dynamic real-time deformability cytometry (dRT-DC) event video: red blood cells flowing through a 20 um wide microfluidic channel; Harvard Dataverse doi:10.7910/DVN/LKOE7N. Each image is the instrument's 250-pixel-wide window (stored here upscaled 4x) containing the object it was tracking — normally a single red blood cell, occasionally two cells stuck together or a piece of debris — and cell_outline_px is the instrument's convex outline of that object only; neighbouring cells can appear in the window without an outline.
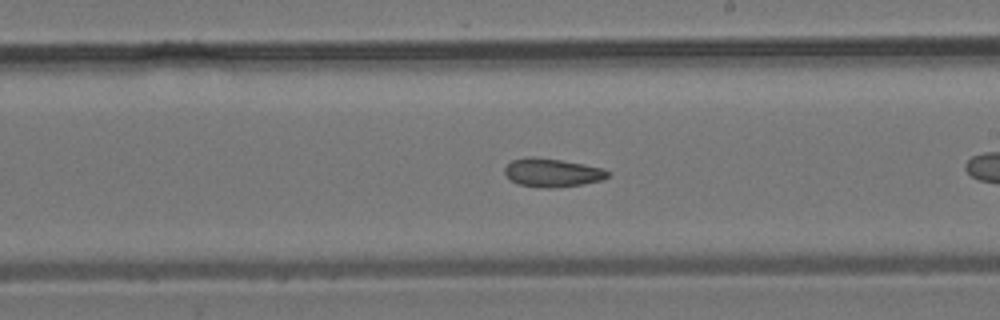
{"species": "common noctule bat (a hibernating species)", "species_latin": "Nyctalus noctula", "temperature_condition": "room temperature", "stored_images_in_passage": 22, "camera_frame_rate_fps": 3000, "um_per_image_px": 0.085, "animal": {"sex": "male", "body_mass_g": 19.2, "forearm_length_mm": 51.8}, "frame": {"image": 1, "passage_image": 13, "time_ms": 4.0, "image_size_px": [1000, 320], "cell_outline_px": [[608, 176], [604, 180], [584, 184], [556, 188], [540, 188], [516, 184], [504, 172], [504, 168], [512, 160], [532, 156], [560, 160], [584, 164], [604, 168], [608, 172]], "centroid_in_image_um": [46.95, 14.69], "position_along_channel_um": 242.0, "area_um2": 17.22}}